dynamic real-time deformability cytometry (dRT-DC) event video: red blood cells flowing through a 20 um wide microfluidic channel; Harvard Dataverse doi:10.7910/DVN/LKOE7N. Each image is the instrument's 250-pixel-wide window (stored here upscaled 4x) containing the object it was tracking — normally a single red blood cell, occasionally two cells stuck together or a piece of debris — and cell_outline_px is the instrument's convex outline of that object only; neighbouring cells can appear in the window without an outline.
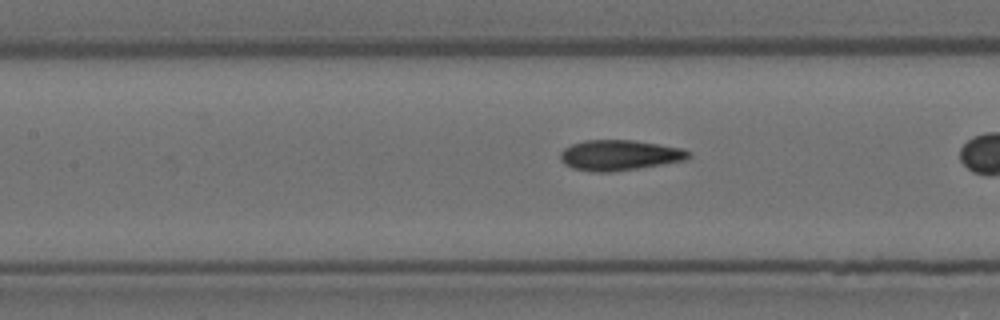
{"species": "Egyptian fruit bat (a non-hibernating species)", "species_latin": "Rousettus aegyptiacus", "temperature_condition": "room temperature", "stored_images_in_passage": 43, "camera_frame_rate_fps": 3000, "um_per_image_px": 0.085, "animal": {"sex": "female"}, "frame": {"image": 1, "passage_image": 24, "time_ms": 7.667, "image_size_px": [1000, 320], "cell_outline_px": [[692, 156], [684, 160], [612, 172], [592, 172], [572, 168], [564, 164], [560, 160], [560, 152], [564, 148], [572, 144], [584, 140], [632, 140], [684, 148], [692, 152]], "centroid_in_image_um": [52.64, 13.19], "position_along_channel_um": 154.8, "area_um2": 22.77}}
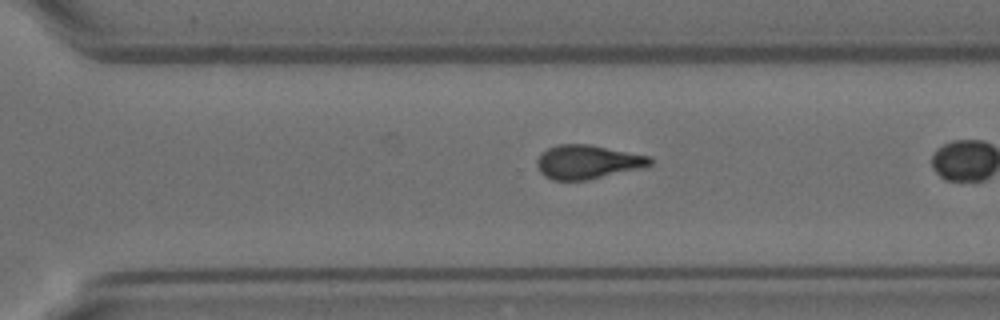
{"frame": {"image": 2, "passage_image": 38, "time_ms": 12.333, "image_size_px": [1000, 320], "cell_outline_px": [[652, 164], [640, 168], [588, 180], [552, 180], [544, 176], [540, 172], [536, 164], [536, 160], [548, 148], [556, 144], [588, 144], [652, 156]], "centroid_in_image_um": [49.94, 13.76], "position_along_channel_um": 320.7, "area_um2": 22.31}}